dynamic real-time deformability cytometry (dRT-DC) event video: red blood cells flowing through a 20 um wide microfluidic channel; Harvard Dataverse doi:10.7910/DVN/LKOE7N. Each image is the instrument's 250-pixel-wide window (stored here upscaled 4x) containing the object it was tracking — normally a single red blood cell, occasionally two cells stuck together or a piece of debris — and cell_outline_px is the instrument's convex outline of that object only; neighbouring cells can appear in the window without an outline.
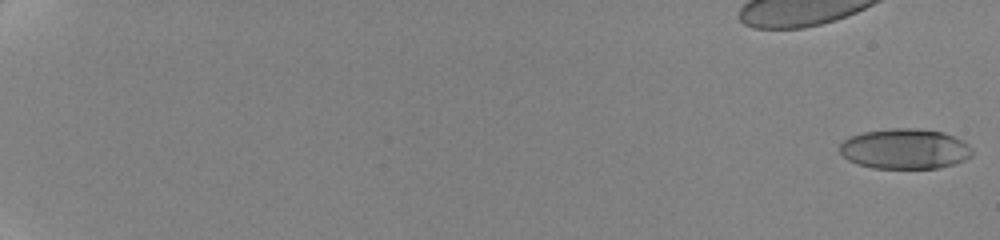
{"species": "human", "species_latin": "Homo sapiens", "temperature_condition": "cold", "stored_images_in_passage": 45, "camera_frame_rate_fps": 3000, "um_per_image_px": 0.085, "donor": {"sex": "female"}, "frame": {"image": 1, "passage_image": 1, "time_ms": 0.0, "image_size_px": [1000, 240], "cell_outline_px": [[972, 156], [964, 160], [952, 164], [936, 168], [872, 168], [856, 164], [848, 160], [840, 152], [840, 144], [848, 136], [864, 132], [892, 128], [916, 128], [944, 132], [968, 144], [972, 148]], "centroid_in_image_um": [76.89, 12.65], "position_along_channel_um": 8.1, "area_um2": 31.1}}
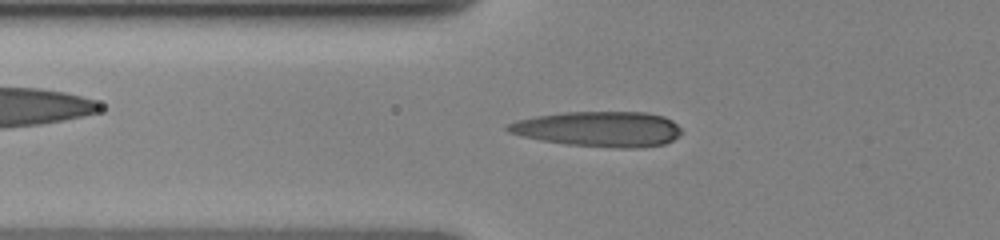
{"frame": {"image": 2, "passage_image": 39, "time_ms": 8.333, "image_size_px": [1000, 240], "cell_outline_px": [[680, 136], [664, 144], [640, 148], [616, 148], [568, 144], [540, 140], [520, 136], [508, 132], [504, 128], [508, 124], [516, 120], [536, 116], [564, 112], [644, 112], [664, 116], [672, 120], [680, 128]], "centroid_in_image_um": [50.89, 10.97], "position_along_channel_um": 74.9, "area_um2": 35.84}}
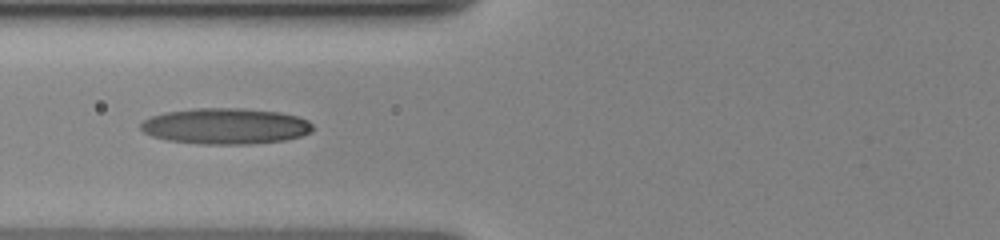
{"frame": {"image": 3, "passage_image": 44, "time_ms": 9.333, "image_size_px": [1000, 240], "cell_outline_px": [[312, 132], [300, 136], [284, 140], [248, 144], [200, 144], [168, 140], [152, 136], [144, 132], [140, 128], [140, 124], [144, 120], [152, 116], [164, 112], [192, 108], [240, 108], [280, 112], [296, 116], [308, 120], [312, 124]], "centroid_in_image_um": [19.15, 10.71], "position_along_channel_um": 106.6, "area_um2": 36.07}}